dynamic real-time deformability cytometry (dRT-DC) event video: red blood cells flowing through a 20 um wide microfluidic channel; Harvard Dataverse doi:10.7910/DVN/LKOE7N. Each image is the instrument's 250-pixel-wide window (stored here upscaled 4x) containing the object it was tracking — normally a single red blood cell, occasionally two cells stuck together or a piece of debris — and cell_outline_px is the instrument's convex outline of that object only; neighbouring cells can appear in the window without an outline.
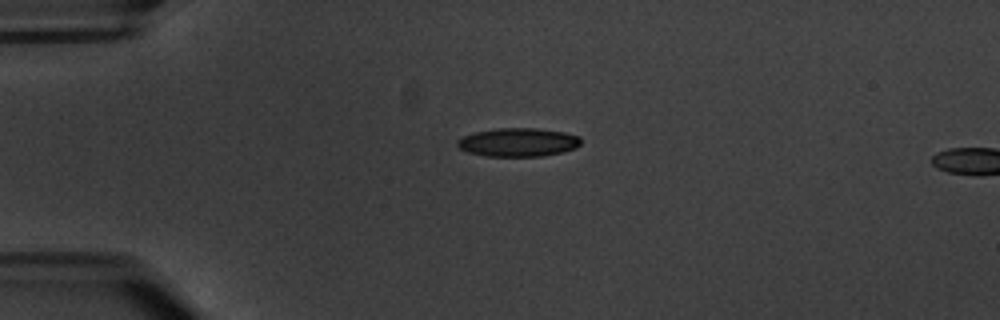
{"species": "common noctule bat (a hibernating species)", "species_latin": "Nyctalus noctula", "temperature_condition": "warm", "stored_images_in_passage": 2, "camera_frame_rate_fps": 3000, "um_per_image_px": 0.085, "animal": {"sex": "male", "body_mass_g": 20.1, "forearm_length_mm": 53.5}, "frame": {"image": 1, "passage_image": 1, "time_ms": 0.0, "image_size_px": [1000, 320], "cell_outline_px": [[580, 144], [576, 148], [564, 152], [544, 156], [488, 156], [468, 152], [460, 148], [456, 144], [456, 140], [464, 136], [476, 132], [500, 128], [536, 128], [564, 132], [580, 136]], "centroid_in_image_um": [44.07, 12.09], "position_along_channel_um": 40.9, "area_um2": 20.52}}